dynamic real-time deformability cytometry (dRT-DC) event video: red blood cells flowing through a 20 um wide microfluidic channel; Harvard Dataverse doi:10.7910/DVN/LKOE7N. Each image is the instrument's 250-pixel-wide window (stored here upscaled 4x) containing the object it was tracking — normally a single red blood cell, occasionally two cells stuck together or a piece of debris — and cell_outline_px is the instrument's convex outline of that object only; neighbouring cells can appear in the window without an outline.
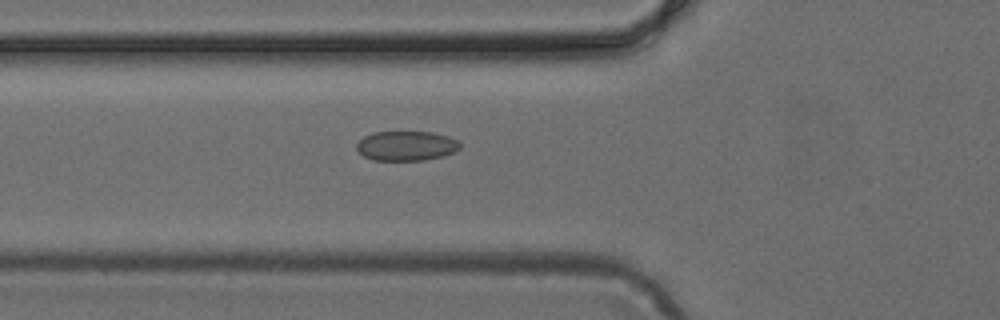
{"species": "common noctule bat (a hibernating species)", "species_latin": "Nyctalus noctula", "temperature_condition": "cold", "stored_images_in_passage": 33, "camera_frame_rate_fps": 3000, "um_per_image_px": 0.085, "animal": {"sex": "female", "body_mass_g": 24.6, "forearm_length_mm": 56.2}, "frame": {"image": 1, "passage_image": 2, "time_ms": 0.333, "image_size_px": [1000, 320], "cell_outline_px": [[460, 148], [456, 152], [444, 156], [424, 160], [372, 160], [364, 156], [356, 148], [356, 144], [364, 136], [372, 132], [432, 132], [448, 136], [460, 140]], "centroid_in_image_um": [34.57, 12.39], "position_along_channel_um": 91.2, "area_um2": 18.03}}
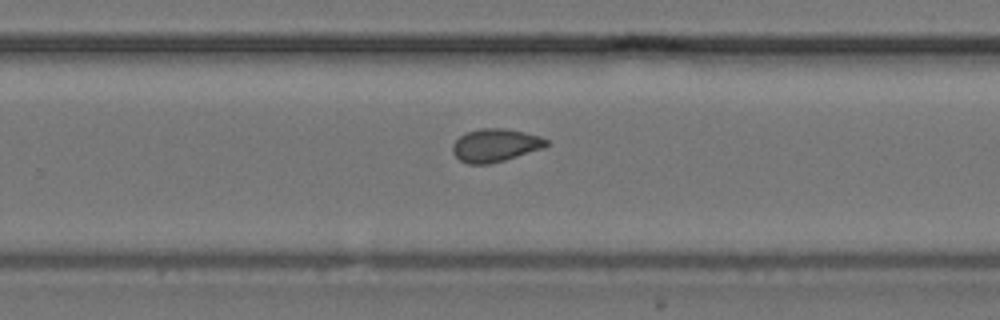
{"frame": {"image": 2, "passage_image": 16, "time_ms": 5.0, "image_size_px": [1000, 320], "cell_outline_px": [[548, 144], [544, 148], [504, 160], [488, 164], [468, 164], [460, 160], [452, 152], [452, 144], [464, 132], [480, 128], [504, 128], [524, 132], [540, 136], [548, 140]], "centroid_in_image_um": [42.08, 12.34], "position_along_channel_um": 287.7, "area_um2": 18.09}}
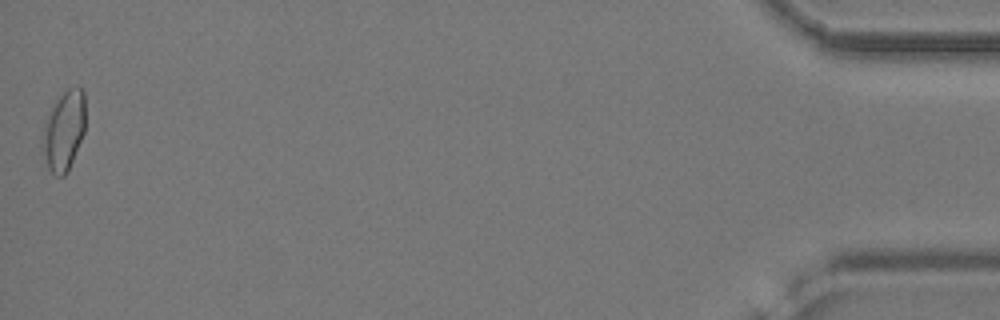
{"frame": {"image": 3, "passage_image": 33, "time_ms": 10.667, "image_size_px": [1000, 320], "cell_outline_px": [[84, 132], [68, 172], [64, 176], [56, 176], [48, 168], [40, 144], [40, 136], [44, 124], [56, 100], [68, 88], [76, 84], [84, 92]], "centroid_in_image_um": [5.41, 11.12], "position_along_channel_um": 429.8, "area_um2": 20.06}}